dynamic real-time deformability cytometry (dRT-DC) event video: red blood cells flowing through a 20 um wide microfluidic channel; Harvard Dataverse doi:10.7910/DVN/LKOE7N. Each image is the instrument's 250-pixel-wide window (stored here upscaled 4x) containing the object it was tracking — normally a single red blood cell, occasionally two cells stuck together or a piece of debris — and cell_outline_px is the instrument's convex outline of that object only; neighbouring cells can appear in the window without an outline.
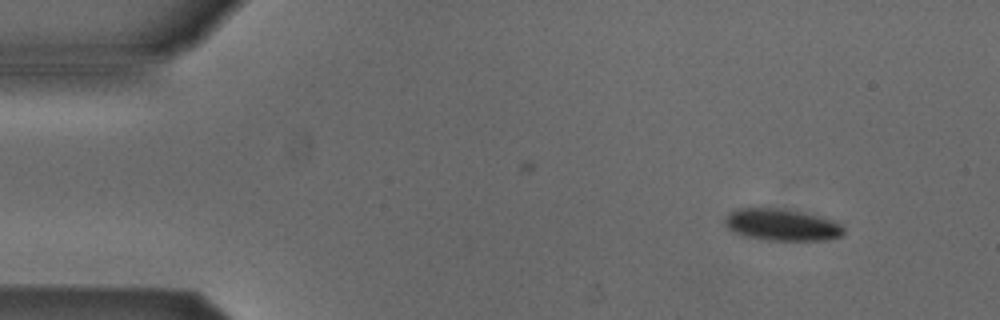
{"species": "Egyptian fruit bat (a non-hibernating species)", "species_latin": "Rousettus aegyptiacus", "temperature_condition": "cold", "stored_images_in_passage": 8, "camera_frame_rate_fps": 3000, "um_per_image_px": 0.085, "animal": {"sex": "male"}, "frame": {"image": 1, "passage_image": 2, "time_ms": 0.333, "image_size_px": [1000, 320], "cell_outline_px": [[844, 232], [840, 236], [828, 240], [768, 240], [744, 236], [728, 228], [724, 220], [728, 212], [736, 208], [784, 208], [824, 216], [836, 220], [844, 228]], "centroid_in_image_um": [66.49, 19.09], "position_along_channel_um": 18.5, "area_um2": 22.37}}
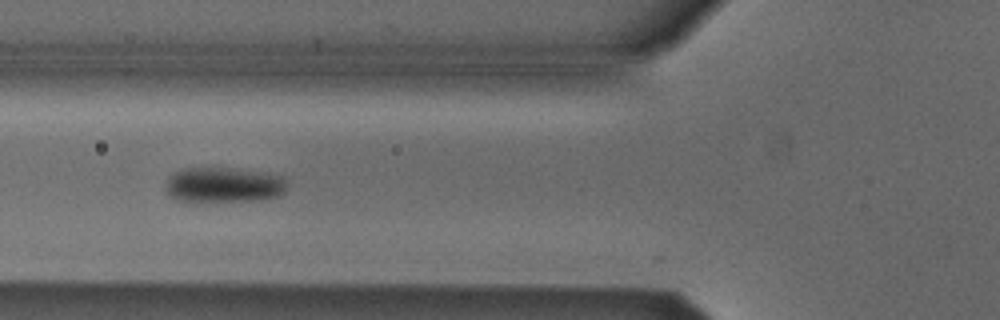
{"frame": {"image": 2, "passage_image": 6, "time_ms": 1.667, "image_size_px": [1000, 320], "cell_outline_px": [[288, 188], [280, 196], [264, 200], [192, 204], [176, 200], [164, 188], [168, 176], [172, 172], [184, 168], [232, 168], [268, 172], [284, 176], [288, 180]], "centroid_in_image_um": [19.04, 15.75], "position_along_channel_um": 106.8, "area_um2": 26.47}}
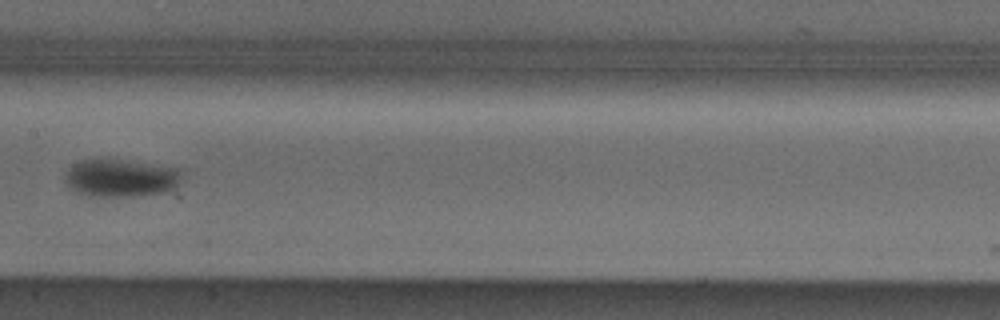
{"frame": {"image": 3, "passage_image": 8, "time_ms": 2.333, "image_size_px": [1000, 320], "cell_outline_px": [[180, 180], [176, 188], [168, 192], [132, 196], [88, 196], [76, 192], [64, 180], [64, 176], [68, 168], [72, 164], [80, 160], [120, 160], [176, 168], [180, 172]], "centroid_in_image_um": [10.23, 15.15], "position_along_channel_um": 197.2, "area_um2": 25.37}}